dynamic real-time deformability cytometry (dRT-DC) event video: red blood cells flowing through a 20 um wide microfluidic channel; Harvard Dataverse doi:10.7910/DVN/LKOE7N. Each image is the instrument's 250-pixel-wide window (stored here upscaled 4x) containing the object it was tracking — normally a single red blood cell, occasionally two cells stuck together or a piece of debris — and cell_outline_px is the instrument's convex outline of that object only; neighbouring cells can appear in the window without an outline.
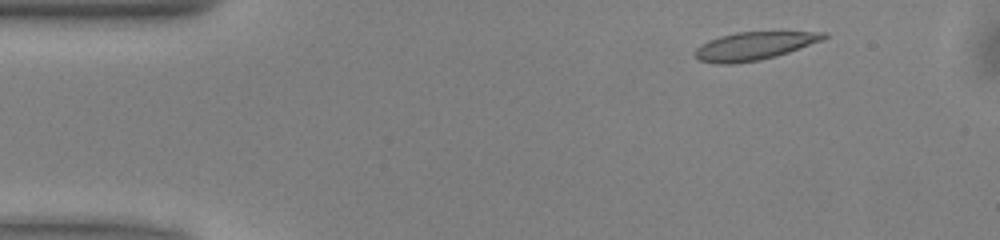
{"species": "common noctule bat (a hibernating species)", "species_latin": "Nyctalus noctula", "temperature_condition": "warm", "stored_images_in_passage": 39, "camera_frame_rate_fps": 3000, "um_per_image_px": 0.085, "animal": {"sex": "male", "body_mass_g": 13.0, "forearm_length_mm": 53.1}, "frame": {"image": 1, "passage_image": 4, "time_ms": 1.0, "image_size_px": [1000, 240], "cell_outline_px": [[828, 36], [824, 40], [776, 56], [760, 60], [736, 64], [716, 64], [696, 60], [692, 52], [700, 44], [708, 40], [720, 36], [736, 32], [828, 32]], "centroid_in_image_um": [64.04, 3.92], "position_along_channel_um": 21.0, "area_um2": 21.33}}
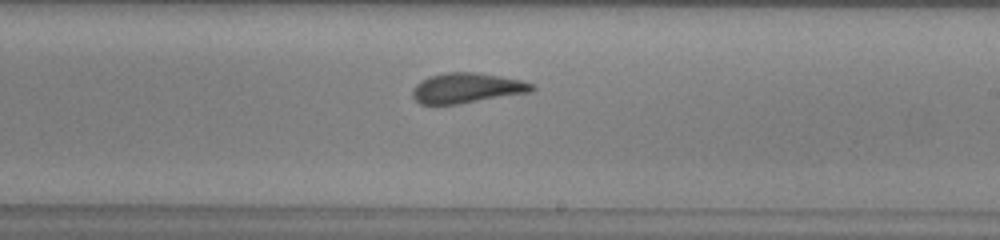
{"frame": {"image": 2, "passage_image": 27, "time_ms": 8.667, "image_size_px": [1000, 240], "cell_outline_px": [[536, 88], [532, 92], [456, 104], [420, 104], [412, 96], [412, 88], [420, 80], [428, 76], [444, 72], [476, 72], [500, 76], [520, 80], [532, 84]], "centroid_in_image_um": [39.65, 7.47], "position_along_channel_um": 249.4, "area_um2": 20.98}}
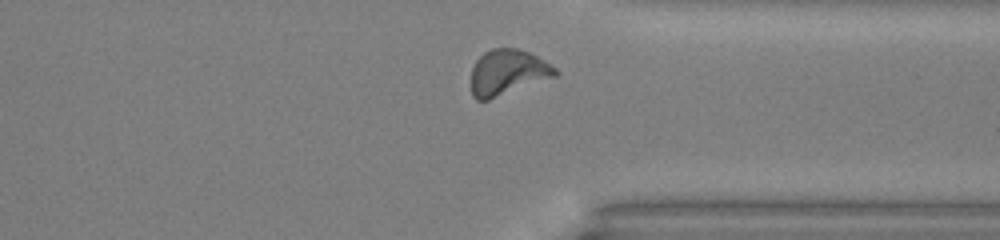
{"frame": {"image": 3, "passage_image": 36, "time_ms": 11.667, "image_size_px": [1000, 240], "cell_outline_px": [[560, 72], [556, 76], [488, 100], [476, 100], [472, 96], [472, 68], [476, 60], [484, 52], [492, 48], [516, 48], [528, 52], [544, 60], [556, 68]], "centroid_in_image_um": [43.14, 6.15], "position_along_channel_um": 368.3, "area_um2": 22.2}, "authors_computed_cell_mechanics": {"area_um2": 21.3282, "velocity_mm_per_s": 4.0245, "shape_relaxation_time_tau1_ms": 6.688, "shape_relaxation_time_tau2_ms": 1.673, "deformation_change_tau1": 0.1799, "deformation_change_tau2": 0.083}}